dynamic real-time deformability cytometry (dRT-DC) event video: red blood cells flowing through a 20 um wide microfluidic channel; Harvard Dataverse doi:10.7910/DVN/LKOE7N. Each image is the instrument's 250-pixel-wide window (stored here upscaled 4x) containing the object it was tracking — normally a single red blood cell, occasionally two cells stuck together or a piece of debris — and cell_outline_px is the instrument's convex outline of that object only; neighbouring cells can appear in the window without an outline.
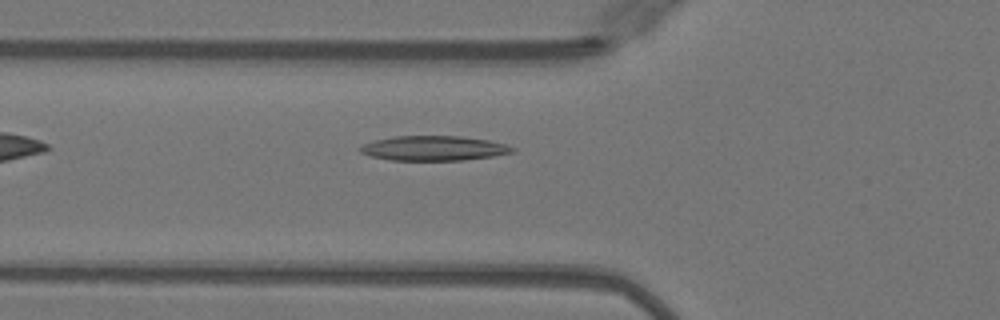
{"species": "Egyptian fruit bat (a non-hibernating species)", "species_latin": "Rousettus aegyptiacus", "temperature_condition": "warm", "stored_images_in_passage": 33, "camera_frame_rate_fps": 3000, "um_per_image_px": 0.085, "animal": {"sex": "female"}, "frame": {"image": 1, "passage_image": 3, "time_ms": 0.667, "image_size_px": [1000, 320], "cell_outline_px": [[516, 148], [512, 152], [492, 156], [464, 160], [388, 160], [368, 156], [360, 152], [356, 148], [364, 144], [376, 140], [396, 136], [460, 136], [488, 140], [504, 144]], "centroid_in_image_um": [36.81, 12.6], "position_along_channel_um": 89.0, "area_um2": 21.91}}
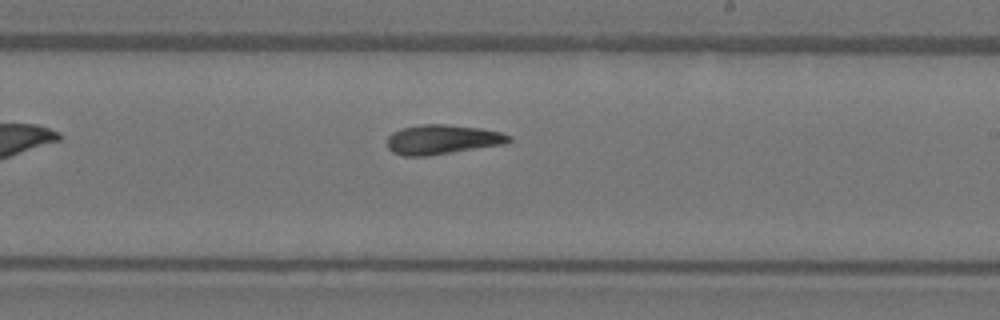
{"frame": {"image": 2, "passage_image": 15, "time_ms": 4.667, "image_size_px": [1000, 320], "cell_outline_px": [[512, 140], [504, 144], [424, 156], [404, 156], [392, 152], [388, 148], [388, 136], [392, 132], [400, 128], [420, 124], [444, 124], [480, 128], [500, 132], [512, 136]], "centroid_in_image_um": [37.57, 11.85], "position_along_channel_um": 251.4, "area_um2": 20.87}}
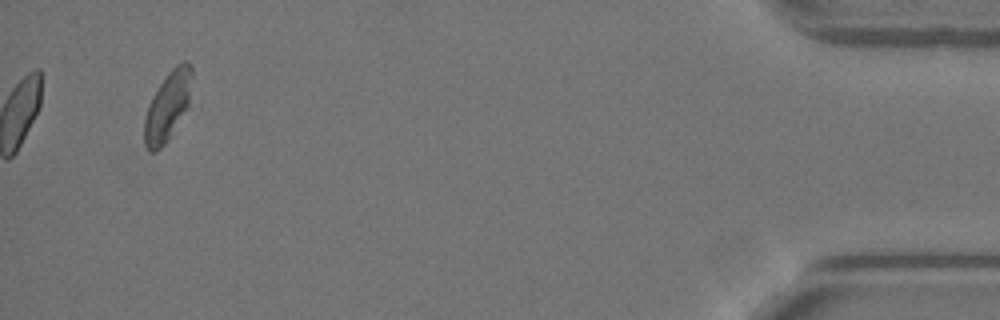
{"frame": {"image": 3, "passage_image": 33, "time_ms": 10.667, "image_size_px": [1000, 320], "cell_outline_px": [[192, 76], [188, 108], [168, 140], [156, 152], [152, 152], [144, 144], [144, 116], [148, 104], [152, 96], [168, 72], [176, 64], [184, 60], [188, 60], [192, 64]], "centroid_in_image_um": [14.26, 9.0], "position_along_channel_um": 420.9, "area_um2": 19.36}, "authors_computed_cell_mechanics": {"area_um2": 20.6346, "velocity_mm_per_s": 4.0567, "shape_relaxation_time_tau1_ms": 5.4948, "shape_relaxation_time_tau2_ms": 10.186, "deformation_change_tau1": 0.1955, "deformation_change_tau2": 0.1969}}